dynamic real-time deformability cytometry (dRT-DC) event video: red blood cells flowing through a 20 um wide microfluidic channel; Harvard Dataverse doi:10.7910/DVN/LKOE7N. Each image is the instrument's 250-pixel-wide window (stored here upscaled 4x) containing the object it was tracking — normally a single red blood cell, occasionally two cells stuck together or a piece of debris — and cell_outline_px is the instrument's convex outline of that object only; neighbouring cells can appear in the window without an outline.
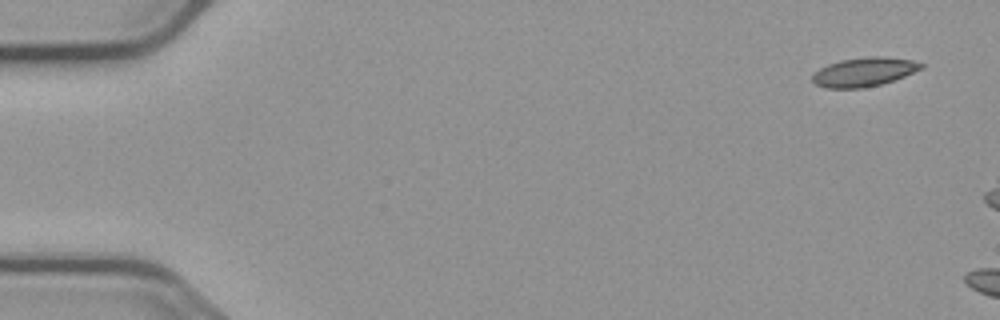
{"species": "common noctule bat (a hibernating species)", "species_latin": "Nyctalus noctula", "temperature_condition": "cold", "stored_images_in_passage": 4, "camera_frame_rate_fps": 3000, "um_per_image_px": 0.085, "animal": {"sex": "male", "body_mass_g": 23.1, "forearm_length_mm": 52.7}, "frame": {"image": 1, "passage_image": 1, "time_ms": 0.0, "image_size_px": [1000, 320], "cell_outline_px": [[924, 68], [904, 76], [880, 84], [860, 88], [828, 88], [816, 84], [812, 80], [812, 76], [820, 68], [828, 64], [840, 60], [868, 56], [880, 56], [912, 60], [924, 64]], "centroid_in_image_um": [73.45, 6.1], "position_along_channel_um": 11.5, "area_um2": 18.15}}